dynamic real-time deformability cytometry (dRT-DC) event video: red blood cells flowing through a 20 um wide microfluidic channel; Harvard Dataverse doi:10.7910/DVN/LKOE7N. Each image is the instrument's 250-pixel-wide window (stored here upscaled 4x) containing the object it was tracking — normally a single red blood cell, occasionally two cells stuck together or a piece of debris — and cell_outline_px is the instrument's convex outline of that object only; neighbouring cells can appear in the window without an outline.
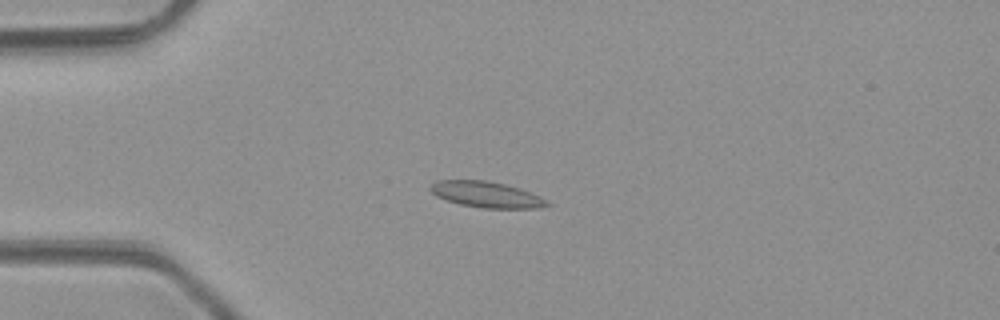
{"species": "common noctule bat (a hibernating species)", "species_latin": "Nyctalus noctula", "temperature_condition": "room temperature", "stored_images_in_passage": 7, "camera_frame_rate_fps": 3000, "um_per_image_px": 0.085, "animal": {"sex": "male", "body_mass_g": 23.1, "forearm_length_mm": 52.7}, "frame": {"image": 1, "passage_image": 5, "time_ms": 5.667, "image_size_px": [1000, 320], "cell_outline_px": [[552, 204], [540, 208], [480, 208], [460, 204], [436, 196], [428, 188], [436, 180], [488, 180], [520, 188]], "centroid_in_image_um": [41.3, 16.53], "position_along_channel_um": 43.7, "area_um2": 17.46}}
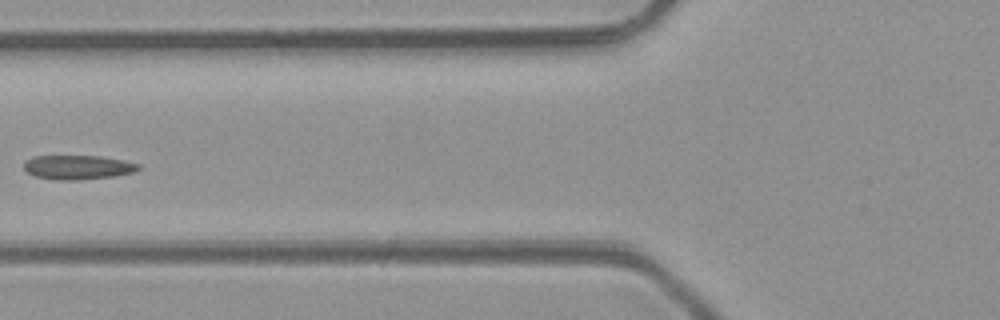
{"frame": {"image": 2, "passage_image": 7, "time_ms": 8.0, "image_size_px": [1000, 320], "cell_outline_px": [[140, 168], [136, 172], [116, 176], [76, 180], [56, 180], [36, 176], [28, 172], [24, 168], [24, 160], [32, 156], [100, 156], [124, 160], [140, 164]], "centroid_in_image_um": [6.64, 14.21], "position_along_channel_um": 119.2, "area_um2": 16.3}}